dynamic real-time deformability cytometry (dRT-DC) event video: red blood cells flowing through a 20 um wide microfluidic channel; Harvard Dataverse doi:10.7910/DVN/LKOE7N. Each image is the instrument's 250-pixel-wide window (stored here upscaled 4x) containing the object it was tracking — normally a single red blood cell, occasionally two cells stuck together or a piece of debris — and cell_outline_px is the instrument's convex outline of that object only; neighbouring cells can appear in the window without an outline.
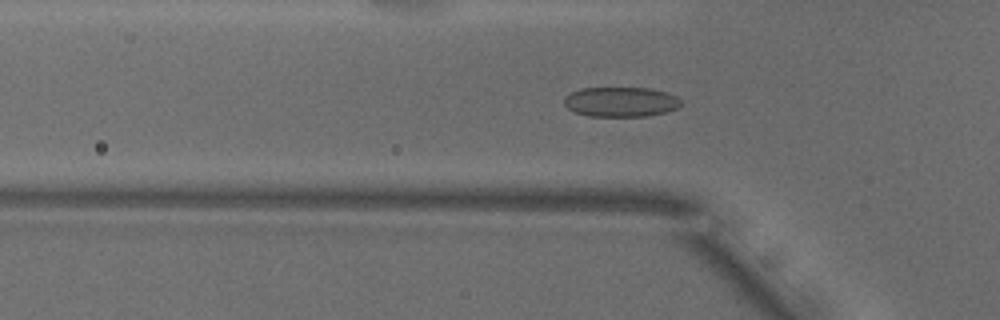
{"species": "common noctule bat (a hibernating species)", "species_latin": "Nyctalus noctula", "temperature_condition": "warm", "stored_images_in_passage": 51, "camera_frame_rate_fps": 3000, "um_per_image_px": 0.085, "animal": {"sex": "male", "body_mass_g": 18.8}, "frame": {"image": 1, "passage_image": 15, "time_ms": 4.667, "image_size_px": [1000, 320], "cell_outline_px": [[680, 104], [676, 108], [668, 112], [648, 116], [588, 116], [576, 112], [568, 108], [564, 104], [564, 96], [580, 88], [648, 88], [664, 92], [676, 96], [680, 100]], "centroid_in_image_um": [52.75, 8.66], "position_along_channel_um": 73.1, "area_um2": 20.23}}
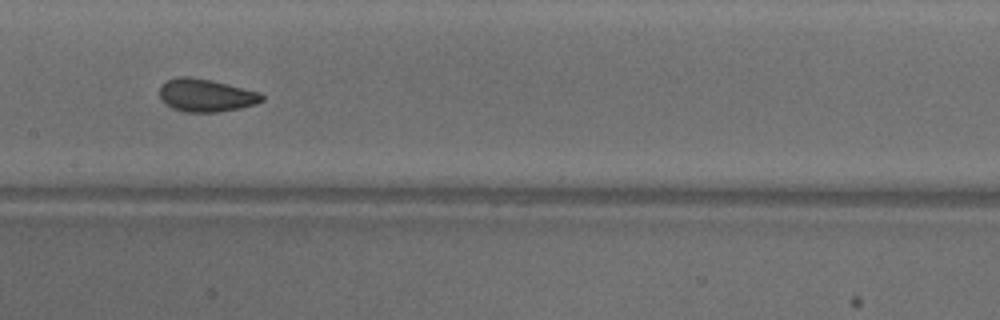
{"frame": {"image": 2, "passage_image": 24, "time_ms": 7.667, "image_size_px": [1000, 320], "cell_outline_px": [[264, 100], [256, 104], [240, 108], [216, 112], [188, 112], [172, 108], [160, 100], [160, 84], [176, 76], [188, 76], [212, 80], [260, 92], [264, 96]], "centroid_in_image_um": [17.5, 8.09], "position_along_channel_um": 189.9, "area_um2": 19.71}}
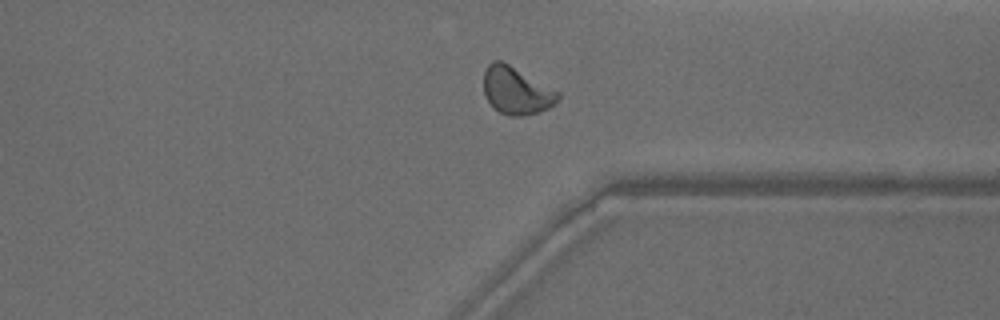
{"frame": {"image": 3, "passage_image": 38, "time_ms": 12.333, "image_size_px": [1000, 320], "cell_outline_px": [[560, 96], [548, 108], [540, 112], [524, 116], [508, 116], [500, 112], [488, 100], [484, 92], [484, 72], [488, 64], [492, 60], [500, 60], [508, 64], [560, 92]], "centroid_in_image_um": [43.88, 7.71], "position_along_channel_um": 367.5, "area_um2": 20.23}, "authors_computed_cell_mechanics": {"area_um2": 20.0566, "velocity_mm_per_s": 3.8507, "shape_relaxation_time_tau1_ms": 3.7423, "shape_relaxation_time_tau2_ms": 0.6602, "deformation_change_tau1": 0.103, "deformation_change_tau2": 0.0607}}